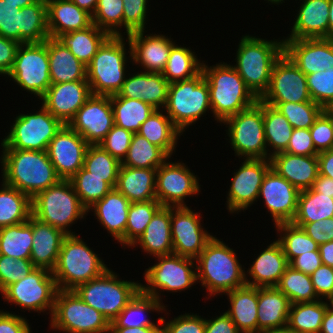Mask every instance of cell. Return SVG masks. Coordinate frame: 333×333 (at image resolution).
Listing matches in <instances>:
<instances>
[{"label":"cell","mask_w":333,"mask_h":333,"mask_svg":"<svg viewBox=\"0 0 333 333\" xmlns=\"http://www.w3.org/2000/svg\"><path fill=\"white\" fill-rule=\"evenodd\" d=\"M2 152V181L31 199L61 180L47 151L3 149Z\"/></svg>","instance_id":"6da1fadb"},{"label":"cell","mask_w":333,"mask_h":333,"mask_svg":"<svg viewBox=\"0 0 333 333\" xmlns=\"http://www.w3.org/2000/svg\"><path fill=\"white\" fill-rule=\"evenodd\" d=\"M236 255L223 241L213 237L195 259L197 282L207 288L208 296L246 285V273Z\"/></svg>","instance_id":"7a4b0ae2"},{"label":"cell","mask_w":333,"mask_h":333,"mask_svg":"<svg viewBox=\"0 0 333 333\" xmlns=\"http://www.w3.org/2000/svg\"><path fill=\"white\" fill-rule=\"evenodd\" d=\"M202 72L208 83L211 111L217 122L222 123L258 100L232 65L221 62L208 67L203 63Z\"/></svg>","instance_id":"3957f363"},{"label":"cell","mask_w":333,"mask_h":333,"mask_svg":"<svg viewBox=\"0 0 333 333\" xmlns=\"http://www.w3.org/2000/svg\"><path fill=\"white\" fill-rule=\"evenodd\" d=\"M283 52L284 40L268 41L249 34L242 36L233 67L257 99L267 91L272 67Z\"/></svg>","instance_id":"277c9868"},{"label":"cell","mask_w":333,"mask_h":333,"mask_svg":"<svg viewBox=\"0 0 333 333\" xmlns=\"http://www.w3.org/2000/svg\"><path fill=\"white\" fill-rule=\"evenodd\" d=\"M108 269L83 239L74 234L64 238L52 275L59 290H74Z\"/></svg>","instance_id":"5b68a950"},{"label":"cell","mask_w":333,"mask_h":333,"mask_svg":"<svg viewBox=\"0 0 333 333\" xmlns=\"http://www.w3.org/2000/svg\"><path fill=\"white\" fill-rule=\"evenodd\" d=\"M31 208L32 216L67 235H74L68 227L87 215V209L81 204L70 180L61 179L37 193L31 199Z\"/></svg>","instance_id":"8992f818"},{"label":"cell","mask_w":333,"mask_h":333,"mask_svg":"<svg viewBox=\"0 0 333 333\" xmlns=\"http://www.w3.org/2000/svg\"><path fill=\"white\" fill-rule=\"evenodd\" d=\"M123 36H110L87 65V81L92 95L117 94L126 80V43Z\"/></svg>","instance_id":"52a82bcc"},{"label":"cell","mask_w":333,"mask_h":333,"mask_svg":"<svg viewBox=\"0 0 333 333\" xmlns=\"http://www.w3.org/2000/svg\"><path fill=\"white\" fill-rule=\"evenodd\" d=\"M113 270L78 285L74 291L89 306L112 322L140 291V283L120 280Z\"/></svg>","instance_id":"ba28073f"},{"label":"cell","mask_w":333,"mask_h":333,"mask_svg":"<svg viewBox=\"0 0 333 333\" xmlns=\"http://www.w3.org/2000/svg\"><path fill=\"white\" fill-rule=\"evenodd\" d=\"M165 109L174 125L183 133L211 109L209 88L201 71L193 78L169 84Z\"/></svg>","instance_id":"9c48e42d"},{"label":"cell","mask_w":333,"mask_h":333,"mask_svg":"<svg viewBox=\"0 0 333 333\" xmlns=\"http://www.w3.org/2000/svg\"><path fill=\"white\" fill-rule=\"evenodd\" d=\"M51 328L66 333H109L107 318L85 303L74 290H58Z\"/></svg>","instance_id":"30bf717a"},{"label":"cell","mask_w":333,"mask_h":333,"mask_svg":"<svg viewBox=\"0 0 333 333\" xmlns=\"http://www.w3.org/2000/svg\"><path fill=\"white\" fill-rule=\"evenodd\" d=\"M228 125L229 142L235 156L242 159H267V144L264 133L262 101L225 119Z\"/></svg>","instance_id":"8fae6325"},{"label":"cell","mask_w":333,"mask_h":333,"mask_svg":"<svg viewBox=\"0 0 333 333\" xmlns=\"http://www.w3.org/2000/svg\"><path fill=\"white\" fill-rule=\"evenodd\" d=\"M14 122L1 141L2 149L47 151L51 139L64 125L43 105L37 113L18 115Z\"/></svg>","instance_id":"7c38bea8"},{"label":"cell","mask_w":333,"mask_h":333,"mask_svg":"<svg viewBox=\"0 0 333 333\" xmlns=\"http://www.w3.org/2000/svg\"><path fill=\"white\" fill-rule=\"evenodd\" d=\"M156 258L159 262L145 270L147 286L140 283L142 293L154 296L161 302L159 291L181 292L197 282V273L193 270L196 269L195 259L174 253Z\"/></svg>","instance_id":"4fadbf2b"},{"label":"cell","mask_w":333,"mask_h":333,"mask_svg":"<svg viewBox=\"0 0 333 333\" xmlns=\"http://www.w3.org/2000/svg\"><path fill=\"white\" fill-rule=\"evenodd\" d=\"M8 77L41 99L51 85L47 40L20 44Z\"/></svg>","instance_id":"5bb4252c"},{"label":"cell","mask_w":333,"mask_h":333,"mask_svg":"<svg viewBox=\"0 0 333 333\" xmlns=\"http://www.w3.org/2000/svg\"><path fill=\"white\" fill-rule=\"evenodd\" d=\"M52 272L45 268H35L25 278L9 285L3 292L8 303H14L27 310L52 314L58 292Z\"/></svg>","instance_id":"9a60e30c"},{"label":"cell","mask_w":333,"mask_h":333,"mask_svg":"<svg viewBox=\"0 0 333 333\" xmlns=\"http://www.w3.org/2000/svg\"><path fill=\"white\" fill-rule=\"evenodd\" d=\"M197 178L184 163L166 160L156 170L158 202L166 207H186L184 199L200 192Z\"/></svg>","instance_id":"2e32d148"},{"label":"cell","mask_w":333,"mask_h":333,"mask_svg":"<svg viewBox=\"0 0 333 333\" xmlns=\"http://www.w3.org/2000/svg\"><path fill=\"white\" fill-rule=\"evenodd\" d=\"M262 102H313L307 88L306 75L283 54L275 61Z\"/></svg>","instance_id":"e0dca14e"},{"label":"cell","mask_w":333,"mask_h":333,"mask_svg":"<svg viewBox=\"0 0 333 333\" xmlns=\"http://www.w3.org/2000/svg\"><path fill=\"white\" fill-rule=\"evenodd\" d=\"M198 212L186 207H171L173 253L196 259L214 237L201 226Z\"/></svg>","instance_id":"ac0fdd59"},{"label":"cell","mask_w":333,"mask_h":333,"mask_svg":"<svg viewBox=\"0 0 333 333\" xmlns=\"http://www.w3.org/2000/svg\"><path fill=\"white\" fill-rule=\"evenodd\" d=\"M68 125L89 145H98L114 125L111 96L91 95Z\"/></svg>","instance_id":"d6986e66"},{"label":"cell","mask_w":333,"mask_h":333,"mask_svg":"<svg viewBox=\"0 0 333 333\" xmlns=\"http://www.w3.org/2000/svg\"><path fill=\"white\" fill-rule=\"evenodd\" d=\"M270 168V159H245L242 162L234 172L228 192L226 202L230 213L247 210L258 199L263 178Z\"/></svg>","instance_id":"ffe728a7"},{"label":"cell","mask_w":333,"mask_h":333,"mask_svg":"<svg viewBox=\"0 0 333 333\" xmlns=\"http://www.w3.org/2000/svg\"><path fill=\"white\" fill-rule=\"evenodd\" d=\"M88 146L86 140L67 124L51 139L47 153L62 180L71 179L83 167Z\"/></svg>","instance_id":"44dd1931"},{"label":"cell","mask_w":333,"mask_h":333,"mask_svg":"<svg viewBox=\"0 0 333 333\" xmlns=\"http://www.w3.org/2000/svg\"><path fill=\"white\" fill-rule=\"evenodd\" d=\"M300 191L280 176L272 167L265 174L259 197H263L274 224L292 222Z\"/></svg>","instance_id":"7402d4cb"},{"label":"cell","mask_w":333,"mask_h":333,"mask_svg":"<svg viewBox=\"0 0 333 333\" xmlns=\"http://www.w3.org/2000/svg\"><path fill=\"white\" fill-rule=\"evenodd\" d=\"M283 40L284 53L305 75L333 67V38Z\"/></svg>","instance_id":"603a6c76"},{"label":"cell","mask_w":333,"mask_h":333,"mask_svg":"<svg viewBox=\"0 0 333 333\" xmlns=\"http://www.w3.org/2000/svg\"><path fill=\"white\" fill-rule=\"evenodd\" d=\"M91 95L88 81L79 80L51 84L41 100L55 118L68 125Z\"/></svg>","instance_id":"cb8c5ba5"},{"label":"cell","mask_w":333,"mask_h":333,"mask_svg":"<svg viewBox=\"0 0 333 333\" xmlns=\"http://www.w3.org/2000/svg\"><path fill=\"white\" fill-rule=\"evenodd\" d=\"M144 32L136 31L127 36L128 57H131L134 64L140 63L146 72L162 73L175 42L165 35H144Z\"/></svg>","instance_id":"d4e9b609"},{"label":"cell","mask_w":333,"mask_h":333,"mask_svg":"<svg viewBox=\"0 0 333 333\" xmlns=\"http://www.w3.org/2000/svg\"><path fill=\"white\" fill-rule=\"evenodd\" d=\"M271 167L299 191L310 189L319 175L317 155L279 152L271 156Z\"/></svg>","instance_id":"484cf974"},{"label":"cell","mask_w":333,"mask_h":333,"mask_svg":"<svg viewBox=\"0 0 333 333\" xmlns=\"http://www.w3.org/2000/svg\"><path fill=\"white\" fill-rule=\"evenodd\" d=\"M32 226L33 239L30 260L37 268L52 272L55 268L62 242L67 236L62 230L43 223L34 216L28 219Z\"/></svg>","instance_id":"4316f807"},{"label":"cell","mask_w":333,"mask_h":333,"mask_svg":"<svg viewBox=\"0 0 333 333\" xmlns=\"http://www.w3.org/2000/svg\"><path fill=\"white\" fill-rule=\"evenodd\" d=\"M131 76L124 81L119 96L142 100L159 110L165 107L170 83L162 73L144 71Z\"/></svg>","instance_id":"83f0119b"},{"label":"cell","mask_w":333,"mask_h":333,"mask_svg":"<svg viewBox=\"0 0 333 333\" xmlns=\"http://www.w3.org/2000/svg\"><path fill=\"white\" fill-rule=\"evenodd\" d=\"M131 202L116 188H112L101 200L95 202L89 210H94V215L105 229L125 246V229L129 206Z\"/></svg>","instance_id":"f1b7e54d"},{"label":"cell","mask_w":333,"mask_h":333,"mask_svg":"<svg viewBox=\"0 0 333 333\" xmlns=\"http://www.w3.org/2000/svg\"><path fill=\"white\" fill-rule=\"evenodd\" d=\"M288 266L289 263L280 243L277 240L273 241L257 256L247 270V274L253 281L247 279L248 275L245 274L246 285L257 288L276 287Z\"/></svg>","instance_id":"f546056e"},{"label":"cell","mask_w":333,"mask_h":333,"mask_svg":"<svg viewBox=\"0 0 333 333\" xmlns=\"http://www.w3.org/2000/svg\"><path fill=\"white\" fill-rule=\"evenodd\" d=\"M50 38L82 30L92 24V16L70 0H46Z\"/></svg>","instance_id":"4dcf8cb0"},{"label":"cell","mask_w":333,"mask_h":333,"mask_svg":"<svg viewBox=\"0 0 333 333\" xmlns=\"http://www.w3.org/2000/svg\"><path fill=\"white\" fill-rule=\"evenodd\" d=\"M286 39L328 38L329 0H303Z\"/></svg>","instance_id":"1f68e13d"},{"label":"cell","mask_w":333,"mask_h":333,"mask_svg":"<svg viewBox=\"0 0 333 333\" xmlns=\"http://www.w3.org/2000/svg\"><path fill=\"white\" fill-rule=\"evenodd\" d=\"M225 294L228 295L231 306L226 314L235 323L238 331L258 333V288L244 285Z\"/></svg>","instance_id":"d6a6232c"},{"label":"cell","mask_w":333,"mask_h":333,"mask_svg":"<svg viewBox=\"0 0 333 333\" xmlns=\"http://www.w3.org/2000/svg\"><path fill=\"white\" fill-rule=\"evenodd\" d=\"M291 302L277 287L258 288V332L287 326Z\"/></svg>","instance_id":"836d02e7"},{"label":"cell","mask_w":333,"mask_h":333,"mask_svg":"<svg viewBox=\"0 0 333 333\" xmlns=\"http://www.w3.org/2000/svg\"><path fill=\"white\" fill-rule=\"evenodd\" d=\"M51 84L87 80V66L55 38L47 39Z\"/></svg>","instance_id":"e575fe53"},{"label":"cell","mask_w":333,"mask_h":333,"mask_svg":"<svg viewBox=\"0 0 333 333\" xmlns=\"http://www.w3.org/2000/svg\"><path fill=\"white\" fill-rule=\"evenodd\" d=\"M140 245L147 254L155 257L173 253L171 237V207L162 206L153 216L143 234L131 246Z\"/></svg>","instance_id":"d590c367"},{"label":"cell","mask_w":333,"mask_h":333,"mask_svg":"<svg viewBox=\"0 0 333 333\" xmlns=\"http://www.w3.org/2000/svg\"><path fill=\"white\" fill-rule=\"evenodd\" d=\"M156 170L121 165L115 188L131 203L157 199Z\"/></svg>","instance_id":"8d00e7d4"},{"label":"cell","mask_w":333,"mask_h":333,"mask_svg":"<svg viewBox=\"0 0 333 333\" xmlns=\"http://www.w3.org/2000/svg\"><path fill=\"white\" fill-rule=\"evenodd\" d=\"M159 109L154 110L151 115L141 124L138 132L150 143L160 147L169 157L175 151V145L183 134L172 122L168 115H164Z\"/></svg>","instance_id":"74e56055"},{"label":"cell","mask_w":333,"mask_h":333,"mask_svg":"<svg viewBox=\"0 0 333 333\" xmlns=\"http://www.w3.org/2000/svg\"><path fill=\"white\" fill-rule=\"evenodd\" d=\"M109 37L110 35L107 32L92 23L85 29L64 33L57 40L87 66Z\"/></svg>","instance_id":"f35d334b"},{"label":"cell","mask_w":333,"mask_h":333,"mask_svg":"<svg viewBox=\"0 0 333 333\" xmlns=\"http://www.w3.org/2000/svg\"><path fill=\"white\" fill-rule=\"evenodd\" d=\"M165 308L154 296L139 291L121 313L110 322V327H160L159 324L153 323L149 318L146 319L145 313L149 311L160 313V311H166Z\"/></svg>","instance_id":"ab89813d"},{"label":"cell","mask_w":333,"mask_h":333,"mask_svg":"<svg viewBox=\"0 0 333 333\" xmlns=\"http://www.w3.org/2000/svg\"><path fill=\"white\" fill-rule=\"evenodd\" d=\"M332 217L333 198L310 188L300 191L297 211L291 223L302 228L306 223Z\"/></svg>","instance_id":"60d3db41"},{"label":"cell","mask_w":333,"mask_h":333,"mask_svg":"<svg viewBox=\"0 0 333 333\" xmlns=\"http://www.w3.org/2000/svg\"><path fill=\"white\" fill-rule=\"evenodd\" d=\"M264 133L267 144V159L287 149L293 127L285 116L274 106L262 102ZM273 148L271 153L268 151Z\"/></svg>","instance_id":"b9f144b4"},{"label":"cell","mask_w":333,"mask_h":333,"mask_svg":"<svg viewBox=\"0 0 333 333\" xmlns=\"http://www.w3.org/2000/svg\"><path fill=\"white\" fill-rule=\"evenodd\" d=\"M0 188V228L28 221L32 215L31 198L2 181Z\"/></svg>","instance_id":"7bdbcfd3"},{"label":"cell","mask_w":333,"mask_h":333,"mask_svg":"<svg viewBox=\"0 0 333 333\" xmlns=\"http://www.w3.org/2000/svg\"><path fill=\"white\" fill-rule=\"evenodd\" d=\"M114 113V124L132 133H138L141 124L156 110L142 100L121 97L118 94L111 96Z\"/></svg>","instance_id":"ee69618b"},{"label":"cell","mask_w":333,"mask_h":333,"mask_svg":"<svg viewBox=\"0 0 333 333\" xmlns=\"http://www.w3.org/2000/svg\"><path fill=\"white\" fill-rule=\"evenodd\" d=\"M48 38L46 0L21 8L19 43H41Z\"/></svg>","instance_id":"f6af8a7d"},{"label":"cell","mask_w":333,"mask_h":333,"mask_svg":"<svg viewBox=\"0 0 333 333\" xmlns=\"http://www.w3.org/2000/svg\"><path fill=\"white\" fill-rule=\"evenodd\" d=\"M329 305L321 299L291 304L287 326L296 333H319Z\"/></svg>","instance_id":"bcb514c9"},{"label":"cell","mask_w":333,"mask_h":333,"mask_svg":"<svg viewBox=\"0 0 333 333\" xmlns=\"http://www.w3.org/2000/svg\"><path fill=\"white\" fill-rule=\"evenodd\" d=\"M33 232L28 221L0 228V254L18 259H30Z\"/></svg>","instance_id":"7dc6e473"},{"label":"cell","mask_w":333,"mask_h":333,"mask_svg":"<svg viewBox=\"0 0 333 333\" xmlns=\"http://www.w3.org/2000/svg\"><path fill=\"white\" fill-rule=\"evenodd\" d=\"M170 158L160 147L145 137L133 133L129 150L121 165L134 168L157 169Z\"/></svg>","instance_id":"c3c4849f"},{"label":"cell","mask_w":333,"mask_h":333,"mask_svg":"<svg viewBox=\"0 0 333 333\" xmlns=\"http://www.w3.org/2000/svg\"><path fill=\"white\" fill-rule=\"evenodd\" d=\"M188 47L174 45L169 53V58L162 72L163 77L169 82L187 80L198 75L202 71L201 61L197 59Z\"/></svg>","instance_id":"681fc988"},{"label":"cell","mask_w":333,"mask_h":333,"mask_svg":"<svg viewBox=\"0 0 333 333\" xmlns=\"http://www.w3.org/2000/svg\"><path fill=\"white\" fill-rule=\"evenodd\" d=\"M276 287L290 300L291 304L319 300L311 276L294 270L291 266L285 269Z\"/></svg>","instance_id":"f907efd6"},{"label":"cell","mask_w":333,"mask_h":333,"mask_svg":"<svg viewBox=\"0 0 333 333\" xmlns=\"http://www.w3.org/2000/svg\"><path fill=\"white\" fill-rule=\"evenodd\" d=\"M121 162L105 151L99 144L89 145L83 168L90 175L103 177L112 188L116 187Z\"/></svg>","instance_id":"816d5d0a"},{"label":"cell","mask_w":333,"mask_h":333,"mask_svg":"<svg viewBox=\"0 0 333 333\" xmlns=\"http://www.w3.org/2000/svg\"><path fill=\"white\" fill-rule=\"evenodd\" d=\"M276 230L280 233V243L288 263L301 254L310 251H319V245L310 238L306 232L291 222L276 224Z\"/></svg>","instance_id":"f5cc1de1"},{"label":"cell","mask_w":333,"mask_h":333,"mask_svg":"<svg viewBox=\"0 0 333 333\" xmlns=\"http://www.w3.org/2000/svg\"><path fill=\"white\" fill-rule=\"evenodd\" d=\"M161 207L157 199L130 204L125 229V246L130 247L138 240Z\"/></svg>","instance_id":"db71d44e"},{"label":"cell","mask_w":333,"mask_h":333,"mask_svg":"<svg viewBox=\"0 0 333 333\" xmlns=\"http://www.w3.org/2000/svg\"><path fill=\"white\" fill-rule=\"evenodd\" d=\"M81 204L88 210L95 202L101 200L112 187L103 177L90 175L83 167L69 179Z\"/></svg>","instance_id":"11a10c76"},{"label":"cell","mask_w":333,"mask_h":333,"mask_svg":"<svg viewBox=\"0 0 333 333\" xmlns=\"http://www.w3.org/2000/svg\"><path fill=\"white\" fill-rule=\"evenodd\" d=\"M278 109L291 126L296 129H310L316 118L324 110L315 102H265Z\"/></svg>","instance_id":"9f6ffc18"},{"label":"cell","mask_w":333,"mask_h":333,"mask_svg":"<svg viewBox=\"0 0 333 333\" xmlns=\"http://www.w3.org/2000/svg\"><path fill=\"white\" fill-rule=\"evenodd\" d=\"M92 23L110 36H122L123 0H98Z\"/></svg>","instance_id":"6f0895ef"},{"label":"cell","mask_w":333,"mask_h":333,"mask_svg":"<svg viewBox=\"0 0 333 333\" xmlns=\"http://www.w3.org/2000/svg\"><path fill=\"white\" fill-rule=\"evenodd\" d=\"M306 78L311 100L325 110L333 108V67L306 75Z\"/></svg>","instance_id":"680465c9"},{"label":"cell","mask_w":333,"mask_h":333,"mask_svg":"<svg viewBox=\"0 0 333 333\" xmlns=\"http://www.w3.org/2000/svg\"><path fill=\"white\" fill-rule=\"evenodd\" d=\"M36 267L30 259H18L0 254V292L25 278Z\"/></svg>","instance_id":"91938a15"},{"label":"cell","mask_w":333,"mask_h":333,"mask_svg":"<svg viewBox=\"0 0 333 333\" xmlns=\"http://www.w3.org/2000/svg\"><path fill=\"white\" fill-rule=\"evenodd\" d=\"M315 150L320 153L333 149L332 108L324 109L309 129Z\"/></svg>","instance_id":"94428289"},{"label":"cell","mask_w":333,"mask_h":333,"mask_svg":"<svg viewBox=\"0 0 333 333\" xmlns=\"http://www.w3.org/2000/svg\"><path fill=\"white\" fill-rule=\"evenodd\" d=\"M132 136L133 133L131 131L114 124L99 145L114 158L122 162L129 150Z\"/></svg>","instance_id":"6125c7cd"},{"label":"cell","mask_w":333,"mask_h":333,"mask_svg":"<svg viewBox=\"0 0 333 333\" xmlns=\"http://www.w3.org/2000/svg\"><path fill=\"white\" fill-rule=\"evenodd\" d=\"M148 0H123V27L127 36L145 30Z\"/></svg>","instance_id":"be15d7a7"},{"label":"cell","mask_w":333,"mask_h":333,"mask_svg":"<svg viewBox=\"0 0 333 333\" xmlns=\"http://www.w3.org/2000/svg\"><path fill=\"white\" fill-rule=\"evenodd\" d=\"M165 317H160L158 323L163 327V333H204L205 319L197 314L185 313L165 322Z\"/></svg>","instance_id":"e7e4bbea"},{"label":"cell","mask_w":333,"mask_h":333,"mask_svg":"<svg viewBox=\"0 0 333 333\" xmlns=\"http://www.w3.org/2000/svg\"><path fill=\"white\" fill-rule=\"evenodd\" d=\"M20 8L0 0V36L19 43Z\"/></svg>","instance_id":"03108f58"},{"label":"cell","mask_w":333,"mask_h":333,"mask_svg":"<svg viewBox=\"0 0 333 333\" xmlns=\"http://www.w3.org/2000/svg\"><path fill=\"white\" fill-rule=\"evenodd\" d=\"M293 155H318L315 150L309 129H293L287 149L284 151Z\"/></svg>","instance_id":"003e7915"},{"label":"cell","mask_w":333,"mask_h":333,"mask_svg":"<svg viewBox=\"0 0 333 333\" xmlns=\"http://www.w3.org/2000/svg\"><path fill=\"white\" fill-rule=\"evenodd\" d=\"M310 276L318 298L330 301L333 298V268L322 264Z\"/></svg>","instance_id":"a7ac6f4b"},{"label":"cell","mask_w":333,"mask_h":333,"mask_svg":"<svg viewBox=\"0 0 333 333\" xmlns=\"http://www.w3.org/2000/svg\"><path fill=\"white\" fill-rule=\"evenodd\" d=\"M302 229L318 245L330 242L333 240V217L306 223Z\"/></svg>","instance_id":"89a4df30"},{"label":"cell","mask_w":333,"mask_h":333,"mask_svg":"<svg viewBox=\"0 0 333 333\" xmlns=\"http://www.w3.org/2000/svg\"><path fill=\"white\" fill-rule=\"evenodd\" d=\"M30 329L24 317L0 310V333H31Z\"/></svg>","instance_id":"2644e50d"},{"label":"cell","mask_w":333,"mask_h":333,"mask_svg":"<svg viewBox=\"0 0 333 333\" xmlns=\"http://www.w3.org/2000/svg\"><path fill=\"white\" fill-rule=\"evenodd\" d=\"M20 43L0 36V75H8L16 56Z\"/></svg>","instance_id":"8c879c8a"},{"label":"cell","mask_w":333,"mask_h":333,"mask_svg":"<svg viewBox=\"0 0 333 333\" xmlns=\"http://www.w3.org/2000/svg\"><path fill=\"white\" fill-rule=\"evenodd\" d=\"M322 265L319 251H310L294 258L290 263L294 270L311 275L318 267Z\"/></svg>","instance_id":"753ad0ef"},{"label":"cell","mask_w":333,"mask_h":333,"mask_svg":"<svg viewBox=\"0 0 333 333\" xmlns=\"http://www.w3.org/2000/svg\"><path fill=\"white\" fill-rule=\"evenodd\" d=\"M204 333H240L231 320V318L226 314L217 316L216 318L206 319L205 318V332Z\"/></svg>","instance_id":"34e18365"},{"label":"cell","mask_w":333,"mask_h":333,"mask_svg":"<svg viewBox=\"0 0 333 333\" xmlns=\"http://www.w3.org/2000/svg\"><path fill=\"white\" fill-rule=\"evenodd\" d=\"M319 175L333 179V149L318 153Z\"/></svg>","instance_id":"11e5206c"},{"label":"cell","mask_w":333,"mask_h":333,"mask_svg":"<svg viewBox=\"0 0 333 333\" xmlns=\"http://www.w3.org/2000/svg\"><path fill=\"white\" fill-rule=\"evenodd\" d=\"M311 189L315 192L322 193L323 195L331 196L333 198V179L318 175L314 181Z\"/></svg>","instance_id":"2a66077c"},{"label":"cell","mask_w":333,"mask_h":333,"mask_svg":"<svg viewBox=\"0 0 333 333\" xmlns=\"http://www.w3.org/2000/svg\"><path fill=\"white\" fill-rule=\"evenodd\" d=\"M109 333H163V327H109Z\"/></svg>","instance_id":"b9fcfbb0"},{"label":"cell","mask_w":333,"mask_h":333,"mask_svg":"<svg viewBox=\"0 0 333 333\" xmlns=\"http://www.w3.org/2000/svg\"><path fill=\"white\" fill-rule=\"evenodd\" d=\"M322 264L333 268V240L319 245Z\"/></svg>","instance_id":"09005b40"},{"label":"cell","mask_w":333,"mask_h":333,"mask_svg":"<svg viewBox=\"0 0 333 333\" xmlns=\"http://www.w3.org/2000/svg\"><path fill=\"white\" fill-rule=\"evenodd\" d=\"M319 333H333V306L329 305L324 313Z\"/></svg>","instance_id":"979ff035"},{"label":"cell","mask_w":333,"mask_h":333,"mask_svg":"<svg viewBox=\"0 0 333 333\" xmlns=\"http://www.w3.org/2000/svg\"><path fill=\"white\" fill-rule=\"evenodd\" d=\"M79 6L81 9L85 10L91 16H93L98 0H70Z\"/></svg>","instance_id":"deb4b68c"},{"label":"cell","mask_w":333,"mask_h":333,"mask_svg":"<svg viewBox=\"0 0 333 333\" xmlns=\"http://www.w3.org/2000/svg\"><path fill=\"white\" fill-rule=\"evenodd\" d=\"M328 38H333V0H329Z\"/></svg>","instance_id":"67dfc351"},{"label":"cell","mask_w":333,"mask_h":333,"mask_svg":"<svg viewBox=\"0 0 333 333\" xmlns=\"http://www.w3.org/2000/svg\"><path fill=\"white\" fill-rule=\"evenodd\" d=\"M11 4L17 5L20 9L39 2L40 0H5Z\"/></svg>","instance_id":"b62a3aed"},{"label":"cell","mask_w":333,"mask_h":333,"mask_svg":"<svg viewBox=\"0 0 333 333\" xmlns=\"http://www.w3.org/2000/svg\"><path fill=\"white\" fill-rule=\"evenodd\" d=\"M258 333H296V332L290 329L288 326H284L281 328L259 331Z\"/></svg>","instance_id":"603ad722"},{"label":"cell","mask_w":333,"mask_h":333,"mask_svg":"<svg viewBox=\"0 0 333 333\" xmlns=\"http://www.w3.org/2000/svg\"><path fill=\"white\" fill-rule=\"evenodd\" d=\"M268 2L272 3V4H277L279 5V3H283L284 0H267Z\"/></svg>","instance_id":"5803f987"}]
</instances>
